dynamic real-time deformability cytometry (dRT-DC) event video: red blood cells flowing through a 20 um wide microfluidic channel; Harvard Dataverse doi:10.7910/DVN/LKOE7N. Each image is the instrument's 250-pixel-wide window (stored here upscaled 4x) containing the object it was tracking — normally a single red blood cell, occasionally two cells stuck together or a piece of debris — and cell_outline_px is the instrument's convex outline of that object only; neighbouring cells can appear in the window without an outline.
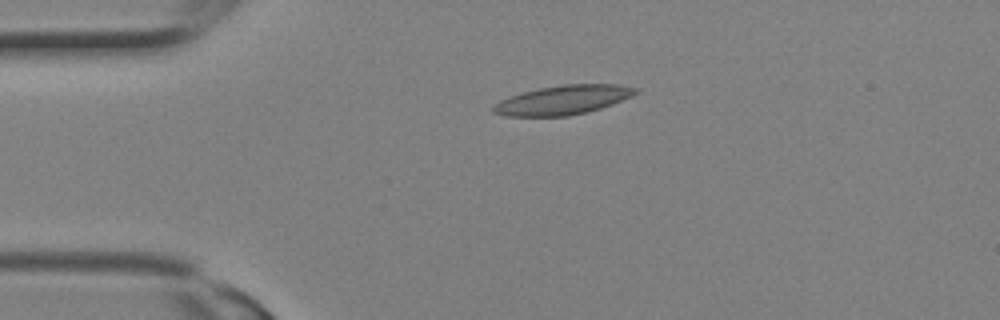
{"species": "Egyptian fruit bat (a non-hibernating species)", "species_latin": "Rousettus aegyptiacus", "temperature_condition": "room temperature", "stored_images_in_passage": 1, "camera_frame_rate_fps": 3000, "um_per_image_px": 0.085, "animal": {"sex": "female"}, "frame": {"image": 1, "passage_image": 1, "time_ms": 0.0, "image_size_px": [1000, 320], "cell_outline_px": [[636, 92], [632, 96], [612, 104], [600, 108], [568, 116], [504, 116], [492, 112], [492, 104], [508, 96], [540, 88], [564, 84], [616, 84], [636, 88]], "centroid_in_image_um": [47.79, 8.5], "position_along_channel_um": 37.2, "area_um2": 24.04}}